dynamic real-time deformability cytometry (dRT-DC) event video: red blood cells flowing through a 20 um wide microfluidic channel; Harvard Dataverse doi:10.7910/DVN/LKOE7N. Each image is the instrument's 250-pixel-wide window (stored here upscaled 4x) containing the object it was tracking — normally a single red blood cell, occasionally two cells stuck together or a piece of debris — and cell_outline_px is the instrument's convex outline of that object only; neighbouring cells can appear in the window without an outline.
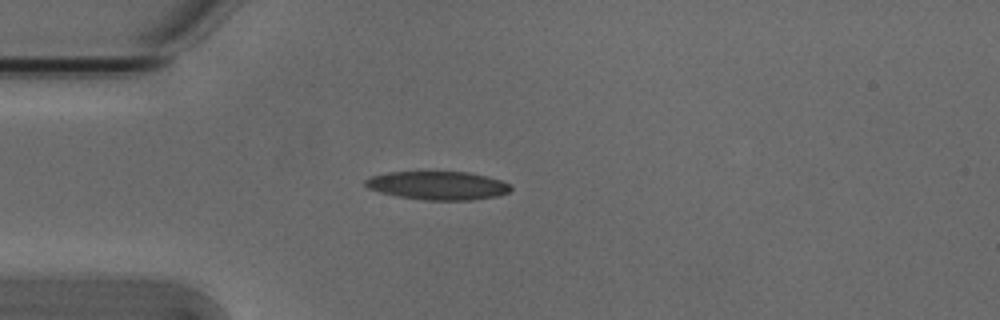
{"species": "Egyptian fruit bat (a non-hibernating species)", "species_latin": "Rousettus aegyptiacus", "temperature_condition": "cold", "stored_images_in_passage": 4, "camera_frame_rate_fps": 3000, "um_per_image_px": 0.085, "animal": {"sex": "male"}, "frame": {"image": 1, "passage_image": 4, "time_ms": 1.0, "image_size_px": [1000, 320], "cell_outline_px": [[512, 188], [508, 192], [500, 196], [472, 200], [424, 200], [400, 196], [380, 192], [368, 188], [364, 184], [364, 180], [372, 176], [388, 172], [468, 172], [488, 176], [500, 180], [508, 184]], "centroid_in_image_um": [37.24, 15.77], "position_along_channel_um": 47.8, "area_um2": 24.04}}